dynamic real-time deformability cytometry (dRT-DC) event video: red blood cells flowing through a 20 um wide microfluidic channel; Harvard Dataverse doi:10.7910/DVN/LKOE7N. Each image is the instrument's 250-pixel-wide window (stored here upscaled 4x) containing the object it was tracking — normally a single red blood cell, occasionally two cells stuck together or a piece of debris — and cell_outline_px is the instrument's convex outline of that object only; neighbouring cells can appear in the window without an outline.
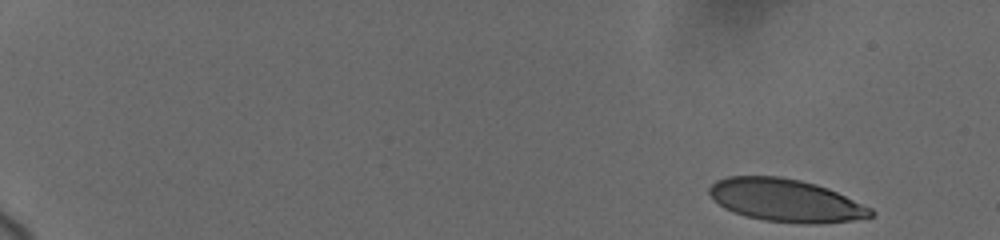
{"species": "human", "species_latin": "Homo sapiens", "temperature_condition": "cold", "stored_images_in_passage": 12, "camera_frame_rate_fps": 3000, "um_per_image_px": 0.085, "donor": {"sex": "female"}, "frame": {"image": 1, "passage_image": 1, "time_ms": 0.0, "image_size_px": [1000, 240], "cell_outline_px": [[876, 212], [872, 216], [852, 220], [816, 224], [804, 224], [764, 220], [748, 216], [724, 208], [708, 192], [708, 188], [716, 180], [728, 176], [780, 176], [800, 180], [816, 184], [828, 188], [872, 208]], "centroid_in_image_um": [66.81, 17.02], "position_along_channel_um": 18.2, "area_um2": 40.0}}
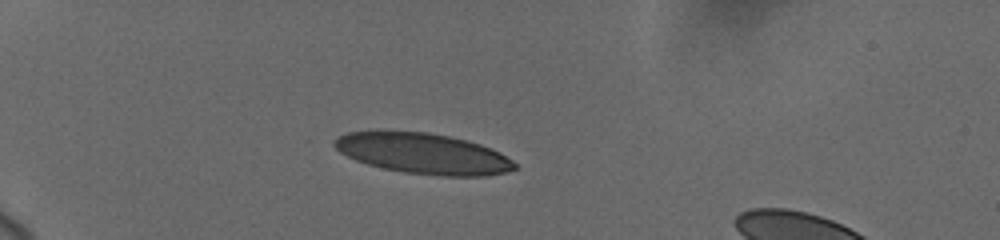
{"frame": {"image": 2, "passage_image": 10, "time_ms": 4.333, "image_size_px": [1000, 240], "cell_outline_px": [[516, 168], [504, 172], [484, 176], [444, 176], [404, 172], [384, 168], [368, 164], [356, 160], [340, 152], [332, 144], [332, 140], [348, 132], [376, 128], [384, 128], [428, 132], [468, 140], [492, 148], [500, 152], [512, 160], [516, 164]], "centroid_in_image_um": [35.9, 13.0], "position_along_channel_um": 49.1, "area_um2": 43.52}}